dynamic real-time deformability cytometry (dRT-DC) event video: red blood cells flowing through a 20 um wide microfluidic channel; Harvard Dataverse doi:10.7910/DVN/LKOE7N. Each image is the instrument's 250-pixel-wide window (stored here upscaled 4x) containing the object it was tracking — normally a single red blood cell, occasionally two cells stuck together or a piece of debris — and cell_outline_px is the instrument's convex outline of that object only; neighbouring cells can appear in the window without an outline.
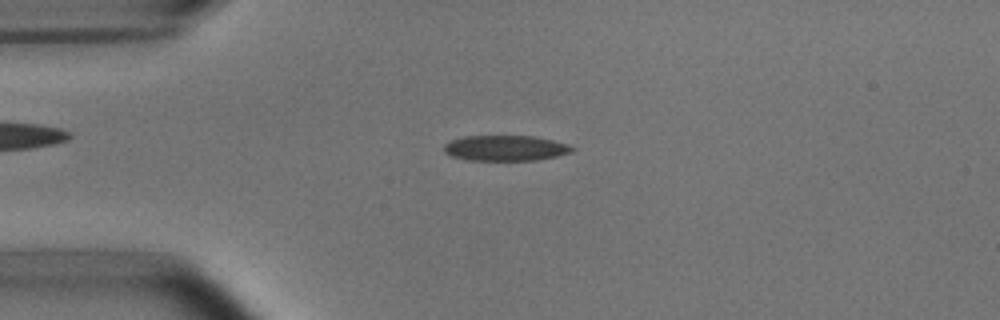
{"species": "common noctule bat (a hibernating species)", "species_latin": "Nyctalus noctula", "temperature_condition": "room temperature", "stored_images_in_passage": 51, "camera_frame_rate_fps": 3000, "um_per_image_px": 0.085, "animal": {"sex": "male", "body_mass_g": 15.6}, "frame": {"image": 1, "passage_image": 11, "time_ms": 3.333, "image_size_px": [1000, 320], "cell_outline_px": [[576, 148], [572, 152], [556, 156], [536, 160], [468, 160], [452, 156], [444, 152], [444, 144], [452, 140], [464, 136], [532, 136], [552, 140], [568, 144]], "centroid_in_image_um": [42.97, 12.59], "position_along_channel_um": 42.0, "area_um2": 18.96}}
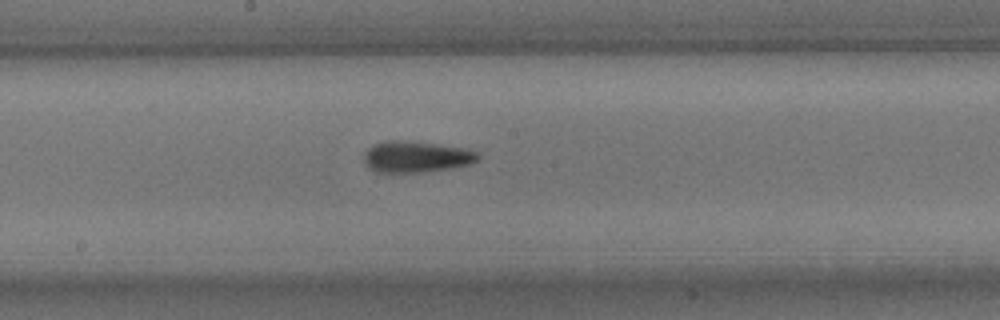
{"frame": {"image": 2, "passage_image": 26, "time_ms": 8.333, "image_size_px": [1000, 320], "cell_outline_px": [[480, 156], [476, 160], [468, 164], [448, 168], [420, 172], [376, 172], [368, 168], [364, 164], [364, 152], [372, 144], [388, 140], [396, 140], [432, 144], [460, 148], [476, 152]], "centroid_in_image_um": [35.26, 13.33], "position_along_channel_um": 212.9, "area_um2": 20.29}}
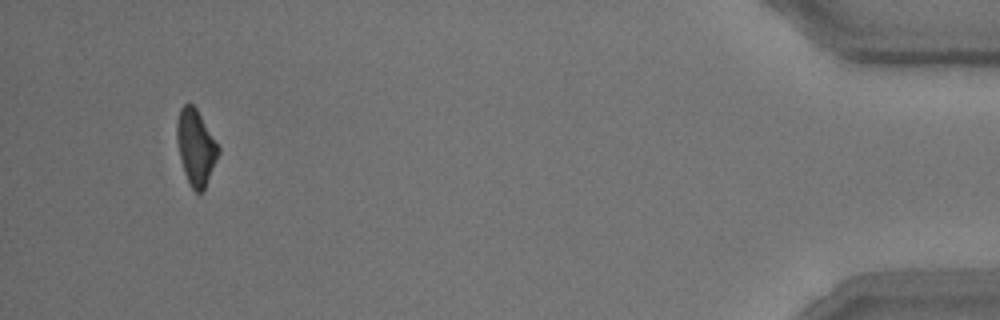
{"frame": {"image": 3, "passage_image": 48, "time_ms": 15.667, "image_size_px": [1000, 320], "cell_outline_px": [[220, 152], [204, 192], [196, 192], [192, 188], [184, 172], [180, 160], [176, 140], [176, 120], [180, 108], [184, 104], [192, 104], [196, 108], [220, 148]], "centroid_in_image_um": [16.63, 12.52], "position_along_channel_um": 418.6, "area_um2": 18.38}, "authors_computed_cell_mechanics": {"area_um2": 19.4208, "velocity_mm_per_s": 3.8151, "shape_relaxation_time_tau1_ms": 4.5253, "shape_relaxation_time_tau2_ms": 2.77, "deformation_change_tau1": 0.142, "deformation_change_tau2": 0.1182}}